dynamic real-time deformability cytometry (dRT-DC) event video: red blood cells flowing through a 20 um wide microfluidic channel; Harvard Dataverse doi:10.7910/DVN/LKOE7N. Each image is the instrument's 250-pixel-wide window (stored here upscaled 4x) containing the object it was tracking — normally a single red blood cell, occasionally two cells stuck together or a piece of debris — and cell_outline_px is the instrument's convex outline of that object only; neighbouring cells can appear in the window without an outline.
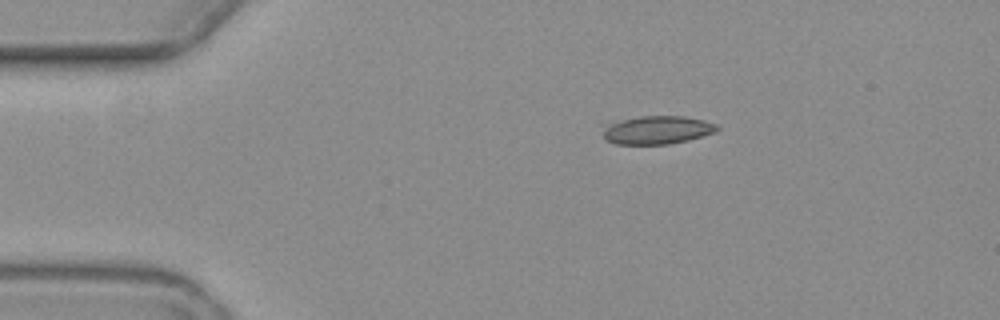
{"species": "common noctule bat (a hibernating species)", "species_latin": "Nyctalus noctula", "temperature_condition": "warm", "stored_images_in_passage": 2, "camera_frame_rate_fps": 3000, "um_per_image_px": 0.085, "animal": {"sex": "female", "body_mass_g": 19.3, "forearm_length_mm": 54.1}, "frame": {"image": 1, "passage_image": 2, "time_ms": 2.333, "image_size_px": [1000, 320], "cell_outline_px": [[720, 128], [716, 132], [688, 140], [668, 144], [616, 144], [604, 140], [600, 124], [608, 120], [640, 116], [684, 116], [704, 120], [716, 124]], "centroid_in_image_um": [55.72, 11.03], "position_along_channel_um": 29.3, "area_um2": 19.54}}